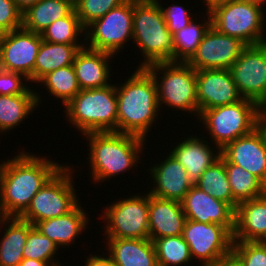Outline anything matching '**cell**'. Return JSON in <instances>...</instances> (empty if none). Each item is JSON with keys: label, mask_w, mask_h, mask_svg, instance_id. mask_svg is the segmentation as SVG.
Wrapping results in <instances>:
<instances>
[{"label": "cell", "mask_w": 266, "mask_h": 266, "mask_svg": "<svg viewBox=\"0 0 266 266\" xmlns=\"http://www.w3.org/2000/svg\"><path fill=\"white\" fill-rule=\"evenodd\" d=\"M17 153L0 162V203L6 217H20L35 194L64 165L28 151Z\"/></svg>", "instance_id": "1"}, {"label": "cell", "mask_w": 266, "mask_h": 266, "mask_svg": "<svg viewBox=\"0 0 266 266\" xmlns=\"http://www.w3.org/2000/svg\"><path fill=\"white\" fill-rule=\"evenodd\" d=\"M127 79L123 84L115 83L117 132L148 140V133L159 118V109L164 108L158 105L156 82L146 68H137Z\"/></svg>", "instance_id": "2"}, {"label": "cell", "mask_w": 266, "mask_h": 266, "mask_svg": "<svg viewBox=\"0 0 266 266\" xmlns=\"http://www.w3.org/2000/svg\"><path fill=\"white\" fill-rule=\"evenodd\" d=\"M82 136L88 139L90 146L87 157L91 169L89 177L97 184L137 167L146 144L141 137L119 132H92Z\"/></svg>", "instance_id": "3"}, {"label": "cell", "mask_w": 266, "mask_h": 266, "mask_svg": "<svg viewBox=\"0 0 266 266\" xmlns=\"http://www.w3.org/2000/svg\"><path fill=\"white\" fill-rule=\"evenodd\" d=\"M133 45L144 60L137 68L160 62H174L173 35L156 0H133Z\"/></svg>", "instance_id": "4"}, {"label": "cell", "mask_w": 266, "mask_h": 266, "mask_svg": "<svg viewBox=\"0 0 266 266\" xmlns=\"http://www.w3.org/2000/svg\"><path fill=\"white\" fill-rule=\"evenodd\" d=\"M65 117L82 135L92 132H117L115 84L80 90L64 107Z\"/></svg>", "instance_id": "5"}, {"label": "cell", "mask_w": 266, "mask_h": 266, "mask_svg": "<svg viewBox=\"0 0 266 266\" xmlns=\"http://www.w3.org/2000/svg\"><path fill=\"white\" fill-rule=\"evenodd\" d=\"M264 5L250 0H226L207 10L211 15V26L218 32L236 37L246 45H258L266 42Z\"/></svg>", "instance_id": "6"}, {"label": "cell", "mask_w": 266, "mask_h": 266, "mask_svg": "<svg viewBox=\"0 0 266 266\" xmlns=\"http://www.w3.org/2000/svg\"><path fill=\"white\" fill-rule=\"evenodd\" d=\"M146 69L156 82L159 108L168 106L171 110L189 111L198 119L197 80L193 67L183 62H160Z\"/></svg>", "instance_id": "7"}, {"label": "cell", "mask_w": 266, "mask_h": 266, "mask_svg": "<svg viewBox=\"0 0 266 266\" xmlns=\"http://www.w3.org/2000/svg\"><path fill=\"white\" fill-rule=\"evenodd\" d=\"M260 106L254 101L242 98L232 104L204 110L199 115L201 124L212 139V144L222 150L237 138L257 128V116Z\"/></svg>", "instance_id": "8"}, {"label": "cell", "mask_w": 266, "mask_h": 266, "mask_svg": "<svg viewBox=\"0 0 266 266\" xmlns=\"http://www.w3.org/2000/svg\"><path fill=\"white\" fill-rule=\"evenodd\" d=\"M73 171L69 165L62 166L35 194L20 218L34 226L39 221L61 217L73 211L80 204Z\"/></svg>", "instance_id": "9"}, {"label": "cell", "mask_w": 266, "mask_h": 266, "mask_svg": "<svg viewBox=\"0 0 266 266\" xmlns=\"http://www.w3.org/2000/svg\"><path fill=\"white\" fill-rule=\"evenodd\" d=\"M114 200L104 208V237L150 239L149 234V193ZM106 222V223H105Z\"/></svg>", "instance_id": "10"}, {"label": "cell", "mask_w": 266, "mask_h": 266, "mask_svg": "<svg viewBox=\"0 0 266 266\" xmlns=\"http://www.w3.org/2000/svg\"><path fill=\"white\" fill-rule=\"evenodd\" d=\"M132 22L133 0H125L85 28V46L116 56L126 42H133Z\"/></svg>", "instance_id": "11"}, {"label": "cell", "mask_w": 266, "mask_h": 266, "mask_svg": "<svg viewBox=\"0 0 266 266\" xmlns=\"http://www.w3.org/2000/svg\"><path fill=\"white\" fill-rule=\"evenodd\" d=\"M182 236L194 262L216 264L232 253L233 234L225 226L186 220Z\"/></svg>", "instance_id": "12"}, {"label": "cell", "mask_w": 266, "mask_h": 266, "mask_svg": "<svg viewBox=\"0 0 266 266\" xmlns=\"http://www.w3.org/2000/svg\"><path fill=\"white\" fill-rule=\"evenodd\" d=\"M230 71L242 98L266 106V42L247 45Z\"/></svg>", "instance_id": "13"}, {"label": "cell", "mask_w": 266, "mask_h": 266, "mask_svg": "<svg viewBox=\"0 0 266 266\" xmlns=\"http://www.w3.org/2000/svg\"><path fill=\"white\" fill-rule=\"evenodd\" d=\"M42 43L41 34L23 28L0 36V63L4 70L23 74L34 83L36 57Z\"/></svg>", "instance_id": "14"}, {"label": "cell", "mask_w": 266, "mask_h": 266, "mask_svg": "<svg viewBox=\"0 0 266 266\" xmlns=\"http://www.w3.org/2000/svg\"><path fill=\"white\" fill-rule=\"evenodd\" d=\"M246 46L240 39L222 34L210 26L195 54L187 63L196 71L205 69L230 70Z\"/></svg>", "instance_id": "15"}, {"label": "cell", "mask_w": 266, "mask_h": 266, "mask_svg": "<svg viewBox=\"0 0 266 266\" xmlns=\"http://www.w3.org/2000/svg\"><path fill=\"white\" fill-rule=\"evenodd\" d=\"M198 117L207 109L235 103L242 99L227 69L196 71Z\"/></svg>", "instance_id": "16"}, {"label": "cell", "mask_w": 266, "mask_h": 266, "mask_svg": "<svg viewBox=\"0 0 266 266\" xmlns=\"http://www.w3.org/2000/svg\"><path fill=\"white\" fill-rule=\"evenodd\" d=\"M187 220L225 226L232 234L235 229V210L221 200L201 190L195 184L181 201Z\"/></svg>", "instance_id": "17"}, {"label": "cell", "mask_w": 266, "mask_h": 266, "mask_svg": "<svg viewBox=\"0 0 266 266\" xmlns=\"http://www.w3.org/2000/svg\"><path fill=\"white\" fill-rule=\"evenodd\" d=\"M221 154L229 162L255 175L266 185V144L257 128L227 144L221 150Z\"/></svg>", "instance_id": "18"}, {"label": "cell", "mask_w": 266, "mask_h": 266, "mask_svg": "<svg viewBox=\"0 0 266 266\" xmlns=\"http://www.w3.org/2000/svg\"><path fill=\"white\" fill-rule=\"evenodd\" d=\"M149 178L155 184L149 194L169 200L181 202L194 182L189 178L186 169L169 152L167 157L160 163L150 166Z\"/></svg>", "instance_id": "19"}, {"label": "cell", "mask_w": 266, "mask_h": 266, "mask_svg": "<svg viewBox=\"0 0 266 266\" xmlns=\"http://www.w3.org/2000/svg\"><path fill=\"white\" fill-rule=\"evenodd\" d=\"M199 135H190L189 137L181 138V141L176 147L169 152L176 158V160L186 169L189 178L195 183L202 173L211 166L216 160L220 158L221 150L218 147L212 148L213 144L206 140L205 136L202 138ZM183 139V141H182ZM211 144V145H210Z\"/></svg>", "instance_id": "20"}, {"label": "cell", "mask_w": 266, "mask_h": 266, "mask_svg": "<svg viewBox=\"0 0 266 266\" xmlns=\"http://www.w3.org/2000/svg\"><path fill=\"white\" fill-rule=\"evenodd\" d=\"M113 56L86 46L77 52L73 67L81 90L104 88L112 84L110 76L113 70L109 62L113 61Z\"/></svg>", "instance_id": "21"}, {"label": "cell", "mask_w": 266, "mask_h": 266, "mask_svg": "<svg viewBox=\"0 0 266 266\" xmlns=\"http://www.w3.org/2000/svg\"><path fill=\"white\" fill-rule=\"evenodd\" d=\"M149 234L156 238L178 236L183 233L186 216L181 202L149 194Z\"/></svg>", "instance_id": "22"}, {"label": "cell", "mask_w": 266, "mask_h": 266, "mask_svg": "<svg viewBox=\"0 0 266 266\" xmlns=\"http://www.w3.org/2000/svg\"><path fill=\"white\" fill-rule=\"evenodd\" d=\"M81 205L79 204L73 211L64 216L39 221L34 226L43 235L55 242L59 249L60 247L61 249L67 248L76 243L75 239L80 238L79 235H82L90 224L89 219L91 218L88 217L89 215Z\"/></svg>", "instance_id": "23"}, {"label": "cell", "mask_w": 266, "mask_h": 266, "mask_svg": "<svg viewBox=\"0 0 266 266\" xmlns=\"http://www.w3.org/2000/svg\"><path fill=\"white\" fill-rule=\"evenodd\" d=\"M105 250L115 266H158L151 239L106 238Z\"/></svg>", "instance_id": "24"}, {"label": "cell", "mask_w": 266, "mask_h": 266, "mask_svg": "<svg viewBox=\"0 0 266 266\" xmlns=\"http://www.w3.org/2000/svg\"><path fill=\"white\" fill-rule=\"evenodd\" d=\"M266 234V194L242 201L235 209L233 241H259Z\"/></svg>", "instance_id": "25"}, {"label": "cell", "mask_w": 266, "mask_h": 266, "mask_svg": "<svg viewBox=\"0 0 266 266\" xmlns=\"http://www.w3.org/2000/svg\"><path fill=\"white\" fill-rule=\"evenodd\" d=\"M33 227L20 217H6L2 221L0 232L4 234L2 233L3 237L0 239V266H19L24 259L23 248L28 233Z\"/></svg>", "instance_id": "26"}, {"label": "cell", "mask_w": 266, "mask_h": 266, "mask_svg": "<svg viewBox=\"0 0 266 266\" xmlns=\"http://www.w3.org/2000/svg\"><path fill=\"white\" fill-rule=\"evenodd\" d=\"M30 87L18 95H0V134L18 128L40 105L42 96Z\"/></svg>", "instance_id": "27"}, {"label": "cell", "mask_w": 266, "mask_h": 266, "mask_svg": "<svg viewBox=\"0 0 266 266\" xmlns=\"http://www.w3.org/2000/svg\"><path fill=\"white\" fill-rule=\"evenodd\" d=\"M73 10L74 0H40L22 13V28L41 34L51 23Z\"/></svg>", "instance_id": "28"}, {"label": "cell", "mask_w": 266, "mask_h": 266, "mask_svg": "<svg viewBox=\"0 0 266 266\" xmlns=\"http://www.w3.org/2000/svg\"><path fill=\"white\" fill-rule=\"evenodd\" d=\"M83 47L85 45L57 44L42 40L34 67V83L37 84L56 69L73 65L77 52Z\"/></svg>", "instance_id": "29"}, {"label": "cell", "mask_w": 266, "mask_h": 266, "mask_svg": "<svg viewBox=\"0 0 266 266\" xmlns=\"http://www.w3.org/2000/svg\"><path fill=\"white\" fill-rule=\"evenodd\" d=\"M220 158L225 162L233 199L238 204L242 201L255 199L266 194V185L258 177L242 167L229 162L222 154Z\"/></svg>", "instance_id": "30"}, {"label": "cell", "mask_w": 266, "mask_h": 266, "mask_svg": "<svg viewBox=\"0 0 266 266\" xmlns=\"http://www.w3.org/2000/svg\"><path fill=\"white\" fill-rule=\"evenodd\" d=\"M206 14L204 24L194 17L189 25L173 34L174 62L187 63L195 54L204 34L211 26L210 12L206 10Z\"/></svg>", "instance_id": "31"}, {"label": "cell", "mask_w": 266, "mask_h": 266, "mask_svg": "<svg viewBox=\"0 0 266 266\" xmlns=\"http://www.w3.org/2000/svg\"><path fill=\"white\" fill-rule=\"evenodd\" d=\"M194 184L215 199L228 203L234 210L237 208L238 203L233 199L225 162L221 158L209 166Z\"/></svg>", "instance_id": "32"}, {"label": "cell", "mask_w": 266, "mask_h": 266, "mask_svg": "<svg viewBox=\"0 0 266 266\" xmlns=\"http://www.w3.org/2000/svg\"><path fill=\"white\" fill-rule=\"evenodd\" d=\"M85 32V27L81 24L75 10H73L68 16L62 17L51 23L41 33V36L42 40L46 42L85 45ZM81 35L83 36V41L79 39Z\"/></svg>", "instance_id": "33"}, {"label": "cell", "mask_w": 266, "mask_h": 266, "mask_svg": "<svg viewBox=\"0 0 266 266\" xmlns=\"http://www.w3.org/2000/svg\"><path fill=\"white\" fill-rule=\"evenodd\" d=\"M41 83V84H40ZM38 84H43L48 95L50 93L57 100L61 99V103L66 104L80 92V86L75 74L73 65H68L52 71L43 77Z\"/></svg>", "instance_id": "34"}, {"label": "cell", "mask_w": 266, "mask_h": 266, "mask_svg": "<svg viewBox=\"0 0 266 266\" xmlns=\"http://www.w3.org/2000/svg\"><path fill=\"white\" fill-rule=\"evenodd\" d=\"M158 266L191 265L189 246L182 234L178 236L156 238L153 241ZM189 263V264H188Z\"/></svg>", "instance_id": "35"}, {"label": "cell", "mask_w": 266, "mask_h": 266, "mask_svg": "<svg viewBox=\"0 0 266 266\" xmlns=\"http://www.w3.org/2000/svg\"><path fill=\"white\" fill-rule=\"evenodd\" d=\"M59 247L43 235L35 226L29 231L23 248V258L46 262H60L55 259Z\"/></svg>", "instance_id": "36"}, {"label": "cell", "mask_w": 266, "mask_h": 266, "mask_svg": "<svg viewBox=\"0 0 266 266\" xmlns=\"http://www.w3.org/2000/svg\"><path fill=\"white\" fill-rule=\"evenodd\" d=\"M125 0H74V10L81 24L86 28L94 20L119 6Z\"/></svg>", "instance_id": "37"}, {"label": "cell", "mask_w": 266, "mask_h": 266, "mask_svg": "<svg viewBox=\"0 0 266 266\" xmlns=\"http://www.w3.org/2000/svg\"><path fill=\"white\" fill-rule=\"evenodd\" d=\"M231 254L242 266H266V247L259 241H233Z\"/></svg>", "instance_id": "38"}, {"label": "cell", "mask_w": 266, "mask_h": 266, "mask_svg": "<svg viewBox=\"0 0 266 266\" xmlns=\"http://www.w3.org/2000/svg\"><path fill=\"white\" fill-rule=\"evenodd\" d=\"M156 1L161 6L167 28L172 35L185 28L193 20V15L191 16V12L185 9L183 4L180 6L178 3H173L164 8L161 0Z\"/></svg>", "instance_id": "39"}, {"label": "cell", "mask_w": 266, "mask_h": 266, "mask_svg": "<svg viewBox=\"0 0 266 266\" xmlns=\"http://www.w3.org/2000/svg\"><path fill=\"white\" fill-rule=\"evenodd\" d=\"M22 28V12L14 0H0V34Z\"/></svg>", "instance_id": "40"}, {"label": "cell", "mask_w": 266, "mask_h": 266, "mask_svg": "<svg viewBox=\"0 0 266 266\" xmlns=\"http://www.w3.org/2000/svg\"><path fill=\"white\" fill-rule=\"evenodd\" d=\"M24 81L29 82L23 74L3 70L0 74V95L23 94L30 86Z\"/></svg>", "instance_id": "41"}, {"label": "cell", "mask_w": 266, "mask_h": 266, "mask_svg": "<svg viewBox=\"0 0 266 266\" xmlns=\"http://www.w3.org/2000/svg\"><path fill=\"white\" fill-rule=\"evenodd\" d=\"M84 262L85 266H115L111 256L109 254L107 255L106 251H105V256L103 253L100 255L91 254L87 257V259Z\"/></svg>", "instance_id": "42"}, {"label": "cell", "mask_w": 266, "mask_h": 266, "mask_svg": "<svg viewBox=\"0 0 266 266\" xmlns=\"http://www.w3.org/2000/svg\"><path fill=\"white\" fill-rule=\"evenodd\" d=\"M257 129L262 134L266 144V106H260L257 116Z\"/></svg>", "instance_id": "43"}, {"label": "cell", "mask_w": 266, "mask_h": 266, "mask_svg": "<svg viewBox=\"0 0 266 266\" xmlns=\"http://www.w3.org/2000/svg\"><path fill=\"white\" fill-rule=\"evenodd\" d=\"M19 266H62V265L59 262H46V261L24 258L20 262Z\"/></svg>", "instance_id": "44"}, {"label": "cell", "mask_w": 266, "mask_h": 266, "mask_svg": "<svg viewBox=\"0 0 266 266\" xmlns=\"http://www.w3.org/2000/svg\"><path fill=\"white\" fill-rule=\"evenodd\" d=\"M15 4L17 5L18 9L23 13L25 12L29 7H32L36 3H38L40 0H14Z\"/></svg>", "instance_id": "45"}, {"label": "cell", "mask_w": 266, "mask_h": 266, "mask_svg": "<svg viewBox=\"0 0 266 266\" xmlns=\"http://www.w3.org/2000/svg\"><path fill=\"white\" fill-rule=\"evenodd\" d=\"M220 266H242L241 263L231 254L217 262Z\"/></svg>", "instance_id": "46"}, {"label": "cell", "mask_w": 266, "mask_h": 266, "mask_svg": "<svg viewBox=\"0 0 266 266\" xmlns=\"http://www.w3.org/2000/svg\"><path fill=\"white\" fill-rule=\"evenodd\" d=\"M222 1H226V0H203V3L206 5V10L208 8H210L212 5L222 2Z\"/></svg>", "instance_id": "47"}, {"label": "cell", "mask_w": 266, "mask_h": 266, "mask_svg": "<svg viewBox=\"0 0 266 266\" xmlns=\"http://www.w3.org/2000/svg\"><path fill=\"white\" fill-rule=\"evenodd\" d=\"M6 218L5 214L3 213V210L1 208V203H0V226L2 224V221Z\"/></svg>", "instance_id": "48"}, {"label": "cell", "mask_w": 266, "mask_h": 266, "mask_svg": "<svg viewBox=\"0 0 266 266\" xmlns=\"http://www.w3.org/2000/svg\"><path fill=\"white\" fill-rule=\"evenodd\" d=\"M259 242L266 247V234L259 240Z\"/></svg>", "instance_id": "49"}, {"label": "cell", "mask_w": 266, "mask_h": 266, "mask_svg": "<svg viewBox=\"0 0 266 266\" xmlns=\"http://www.w3.org/2000/svg\"><path fill=\"white\" fill-rule=\"evenodd\" d=\"M198 266H220V265L216 263V264H200Z\"/></svg>", "instance_id": "50"}, {"label": "cell", "mask_w": 266, "mask_h": 266, "mask_svg": "<svg viewBox=\"0 0 266 266\" xmlns=\"http://www.w3.org/2000/svg\"><path fill=\"white\" fill-rule=\"evenodd\" d=\"M250 1H256V2H263V3H266V0H250Z\"/></svg>", "instance_id": "51"}, {"label": "cell", "mask_w": 266, "mask_h": 266, "mask_svg": "<svg viewBox=\"0 0 266 266\" xmlns=\"http://www.w3.org/2000/svg\"><path fill=\"white\" fill-rule=\"evenodd\" d=\"M4 70V68L2 67L1 63H0V74L1 72Z\"/></svg>", "instance_id": "52"}]
</instances>
